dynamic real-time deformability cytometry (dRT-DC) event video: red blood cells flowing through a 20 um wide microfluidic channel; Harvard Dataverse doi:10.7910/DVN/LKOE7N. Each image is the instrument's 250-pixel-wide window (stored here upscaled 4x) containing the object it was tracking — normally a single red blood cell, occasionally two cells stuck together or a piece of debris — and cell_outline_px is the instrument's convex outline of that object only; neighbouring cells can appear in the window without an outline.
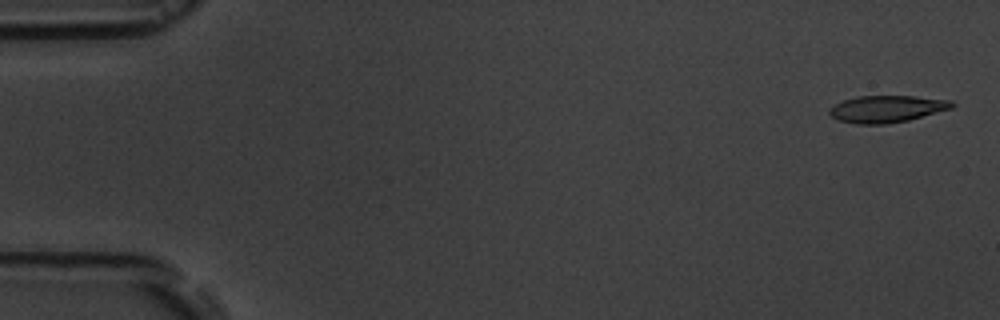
{"species": "common noctule bat (a hibernating species)", "species_latin": "Nyctalus noctula", "temperature_condition": "room temperature", "stored_images_in_passage": 3, "camera_frame_rate_fps": 3000, "um_per_image_px": 0.085, "animal": {"sex": "male", "body_mass_g": 19.5, "forearm_length_mm": 54.6}, "frame": {"image": 1, "passage_image": 1, "time_ms": 0.0, "image_size_px": [1000, 320], "cell_outline_px": [[956, 104], [952, 108], [908, 120], [884, 124], [856, 124], [840, 120], [832, 116], [828, 112], [828, 108], [844, 100], [856, 96], [916, 96], [952, 100]], "centroid_in_image_um": [75.39, 9.25], "position_along_channel_um": 9.6, "area_um2": 19.19}}